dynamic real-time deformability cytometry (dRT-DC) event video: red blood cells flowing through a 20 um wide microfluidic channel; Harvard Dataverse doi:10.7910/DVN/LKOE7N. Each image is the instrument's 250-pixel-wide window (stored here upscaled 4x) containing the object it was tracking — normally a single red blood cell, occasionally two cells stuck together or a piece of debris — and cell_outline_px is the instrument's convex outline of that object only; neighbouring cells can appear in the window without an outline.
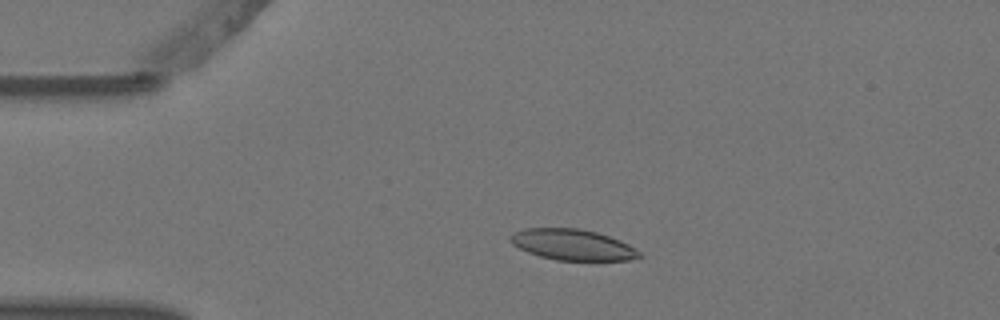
{"species": "Egyptian fruit bat (a non-hibernating species)", "species_latin": "Rousettus aegyptiacus", "temperature_condition": "warm", "stored_images_in_passage": 5, "camera_frame_rate_fps": 3000, "um_per_image_px": 0.085, "animal": {"sex": "female"}, "frame": {"image": 1, "passage_image": 4, "time_ms": 1.0, "image_size_px": [1000, 320], "cell_outline_px": [[644, 256], [632, 260], [556, 260], [540, 256], [528, 252], [512, 244], [508, 240], [508, 236], [512, 232], [524, 228], [580, 228], [596, 232], [620, 240], [628, 244], [640, 252]], "centroid_in_image_um": [48.64, 20.79], "position_along_channel_um": 36.4, "area_um2": 23.35}}